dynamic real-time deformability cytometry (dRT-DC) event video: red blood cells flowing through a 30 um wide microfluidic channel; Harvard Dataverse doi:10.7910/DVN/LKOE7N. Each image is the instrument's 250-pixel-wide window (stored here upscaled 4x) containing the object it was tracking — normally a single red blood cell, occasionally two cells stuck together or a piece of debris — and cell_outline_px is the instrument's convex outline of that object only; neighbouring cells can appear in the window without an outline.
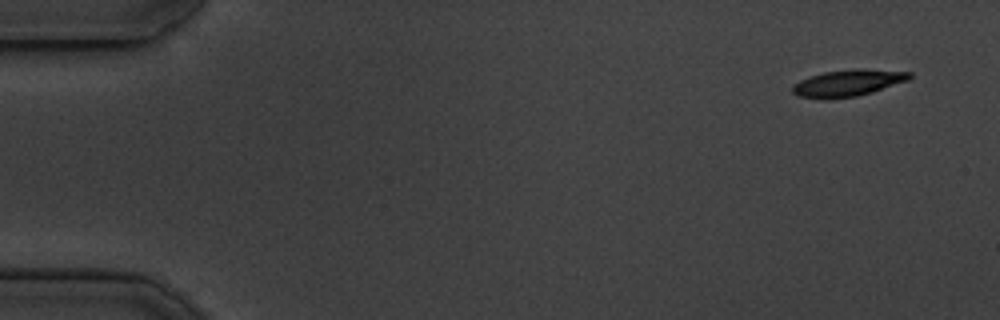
{"species": "common noctule bat (a hibernating species)", "species_latin": "Nyctalus noctula", "temperature_condition": "cold", "stored_images_in_passage": 50, "camera_frame_rate_fps": 3000, "um_per_image_px": 0.085, "animal": {"sex": "male", "body_mass_g": 19.5, "forearm_length_mm": 54.6}, "frame": {"image": 1, "passage_image": 4, "time_ms": 1.0, "image_size_px": [1000, 320], "cell_outline_px": [[908, 76], [876, 88], [864, 92], [844, 96], [816, 96], [816, 92], [820, 76], [836, 72], [880, 72]], "centroid_in_image_um": [72.5, 7.03], "position_along_channel_um": 12.5, "area_um2": 10.92}}
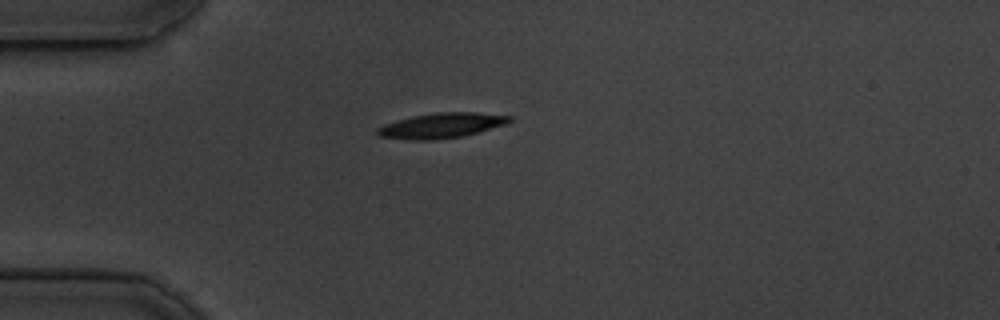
{"frame": {"image": 2, "passage_image": 15, "time_ms": 4.667, "image_size_px": [1000, 320], "cell_outline_px": [[504, 120], [468, 132], [444, 136], [408, 136], [384, 132], [388, 128], [416, 120], [440, 116], [492, 116]], "centroid_in_image_um": [37.64, 10.69], "position_along_channel_um": 47.4, "area_um2": 11.5}}
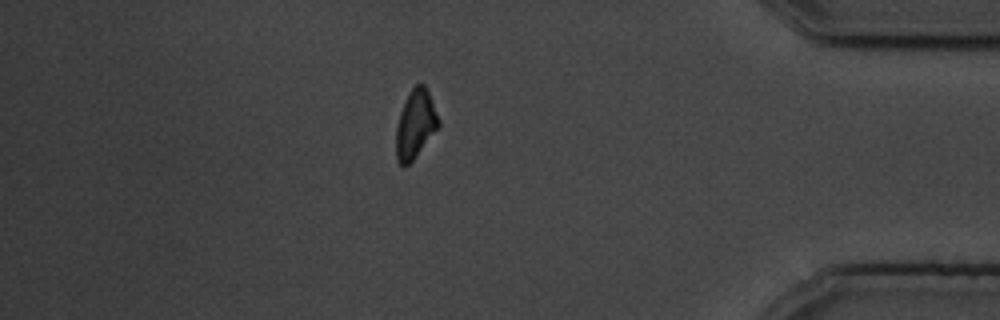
{"frame": {"image": 3, "passage_image": 47, "time_ms": 15.333, "image_size_px": [1000, 320], "cell_outline_px": [[436, 124], [412, 156], [404, 164], [400, 160], [400, 124], [404, 112], [416, 88], [420, 88], [424, 92], [428, 100], [436, 120]], "centroid_in_image_um": [35.32, 10.59], "position_along_channel_um": 399.9, "area_um2": 11.85}}